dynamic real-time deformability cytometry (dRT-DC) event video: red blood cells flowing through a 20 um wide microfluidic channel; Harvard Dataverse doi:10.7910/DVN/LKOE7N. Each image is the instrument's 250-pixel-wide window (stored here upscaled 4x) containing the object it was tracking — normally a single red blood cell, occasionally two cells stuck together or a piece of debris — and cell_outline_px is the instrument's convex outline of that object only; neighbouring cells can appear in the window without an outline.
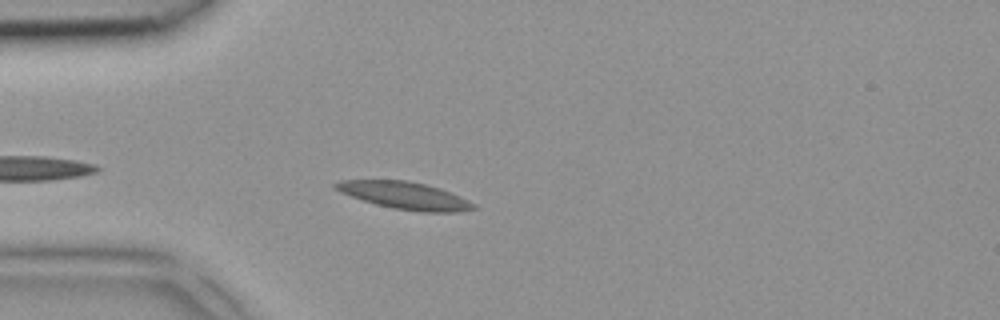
{"species": "common noctule bat (a hibernating species)", "species_latin": "Nyctalus noctula", "temperature_condition": "room temperature", "stored_images_in_passage": 2, "camera_frame_rate_fps": 3000, "um_per_image_px": 0.085, "animal": {"sex": "female", "body_mass_g": 18.4}, "frame": {"image": 1, "passage_image": 2, "time_ms": 0.333, "image_size_px": [1000, 320], "cell_outline_px": [[476, 208], [460, 212], [420, 212], [392, 208], [376, 204], [340, 192], [332, 188], [332, 184], [340, 180], [408, 180], [440, 188], [460, 196], [476, 204]], "centroid_in_image_um": [34.41, 16.62], "position_along_channel_um": 50.6, "area_um2": 21.96}}